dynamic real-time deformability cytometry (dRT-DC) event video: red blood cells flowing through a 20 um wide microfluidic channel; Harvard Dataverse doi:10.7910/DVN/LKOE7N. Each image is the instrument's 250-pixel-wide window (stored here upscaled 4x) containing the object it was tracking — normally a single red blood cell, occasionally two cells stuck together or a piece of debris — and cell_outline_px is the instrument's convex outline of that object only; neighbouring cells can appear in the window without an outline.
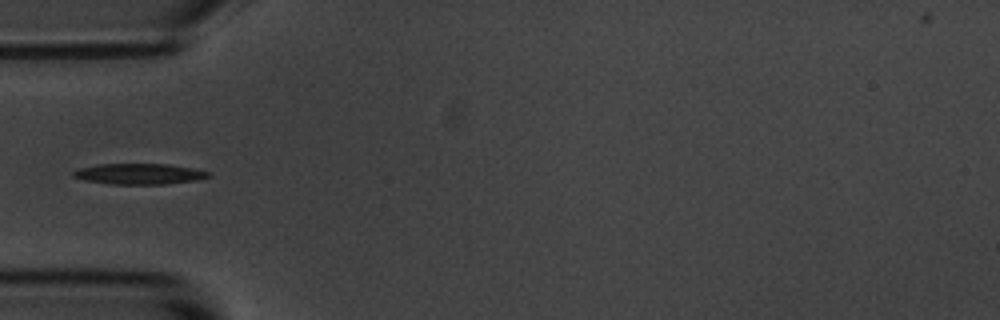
{"species": "common noctule bat (a hibernating species)", "species_latin": "Nyctalus noctula", "temperature_condition": "room temperature", "stored_images_in_passage": 8, "camera_frame_rate_fps": 3000, "um_per_image_px": 0.085, "animal": {"sex": "male", "body_mass_g": 20.1, "forearm_length_mm": 53.5}, "frame": {"image": 1, "passage_image": 4, "time_ms": 3.333, "image_size_px": [1000, 320], "cell_outline_px": [[212, 172], [208, 176], [196, 180], [164, 184], [112, 184], [84, 180], [72, 176], [72, 172], [80, 168], [96, 164], [168, 164], [196, 168]], "centroid_in_image_um": [11.84, 14.77], "position_along_channel_um": 73.2, "area_um2": 16.36}}
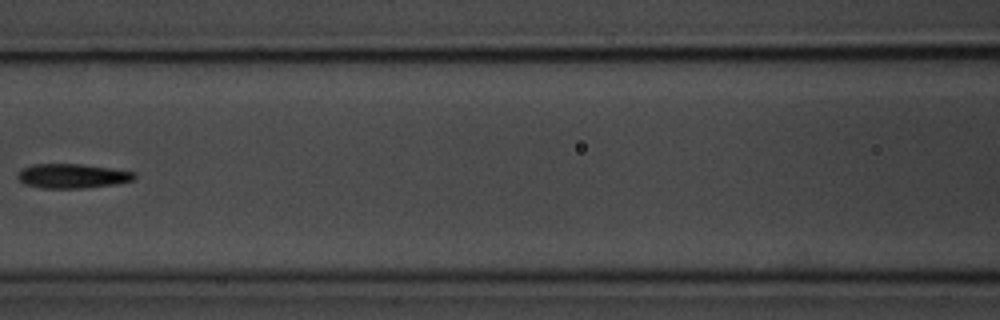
{"frame": {"image": 2, "passage_image": 6, "time_ms": 5.667, "image_size_px": [1000, 320], "cell_outline_px": [[136, 176], [132, 180], [116, 184], [84, 188], [44, 188], [24, 184], [16, 176], [24, 168], [32, 164], [80, 164], [112, 168], [136, 172]], "centroid_in_image_um": [6.17, 14.96], "position_along_channel_um": 160.4, "area_um2": 16.53}}
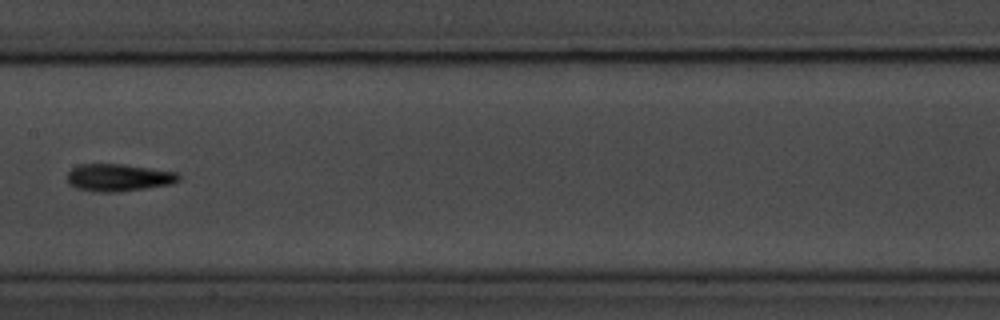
{"frame": {"image": 3, "passage_image": 7, "time_ms": 6.667, "image_size_px": [1000, 320], "cell_outline_px": [[180, 180], [172, 184], [120, 192], [96, 192], [76, 188], [68, 184], [68, 172], [72, 168], [80, 164], [124, 164], [180, 172]], "centroid_in_image_um": [10.11, 15.09], "position_along_channel_um": 197.3, "area_um2": 18.03}}